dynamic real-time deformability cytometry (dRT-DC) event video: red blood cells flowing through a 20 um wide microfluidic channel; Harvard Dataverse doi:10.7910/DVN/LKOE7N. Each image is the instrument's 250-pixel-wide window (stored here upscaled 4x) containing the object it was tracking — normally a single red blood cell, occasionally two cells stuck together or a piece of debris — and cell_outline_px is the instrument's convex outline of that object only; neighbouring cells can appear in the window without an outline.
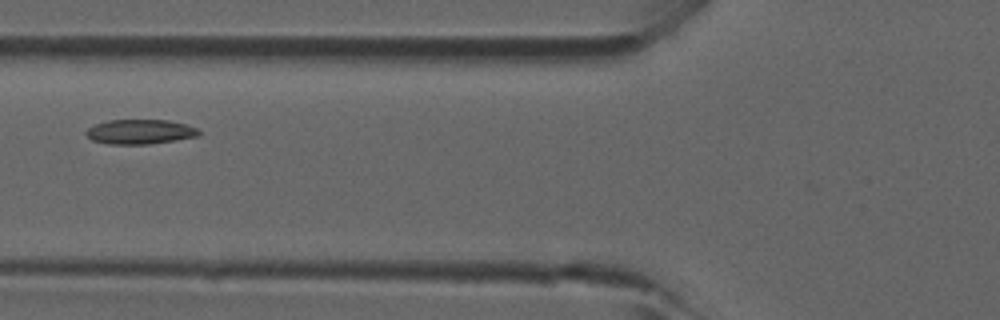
{"species": "common noctule bat (a hibernating species)", "species_latin": "Nyctalus noctula", "temperature_condition": "room temperature", "stored_images_in_passage": 5, "camera_frame_rate_fps": 3000, "um_per_image_px": 0.085, "animal": {"sex": "male", "forearm_length_mm": 52.5}, "frame": {"image": 1, "passage_image": 3, "time_ms": 0.667, "image_size_px": [1000, 320], "cell_outline_px": [[200, 136], [176, 140], [148, 144], [108, 144], [92, 140], [84, 132], [88, 128], [96, 124], [108, 120], [168, 120], [184, 124], [196, 128], [200, 132]], "centroid_in_image_um": [11.9, 11.2], "position_along_channel_um": 113.9, "area_um2": 16.13}}
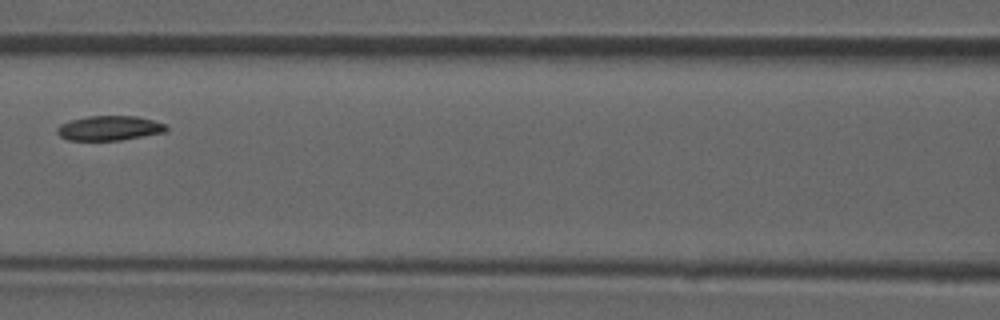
{"frame": {"image": 2, "passage_image": 4, "time_ms": 1.0, "image_size_px": [1000, 320], "cell_outline_px": [[168, 128], [164, 132], [120, 140], [68, 140], [60, 136], [56, 132], [56, 128], [60, 124], [72, 120], [88, 116], [136, 116], [168, 124]], "centroid_in_image_um": [9.29, 10.89], "position_along_channel_um": 157.3, "area_um2": 15.61}}